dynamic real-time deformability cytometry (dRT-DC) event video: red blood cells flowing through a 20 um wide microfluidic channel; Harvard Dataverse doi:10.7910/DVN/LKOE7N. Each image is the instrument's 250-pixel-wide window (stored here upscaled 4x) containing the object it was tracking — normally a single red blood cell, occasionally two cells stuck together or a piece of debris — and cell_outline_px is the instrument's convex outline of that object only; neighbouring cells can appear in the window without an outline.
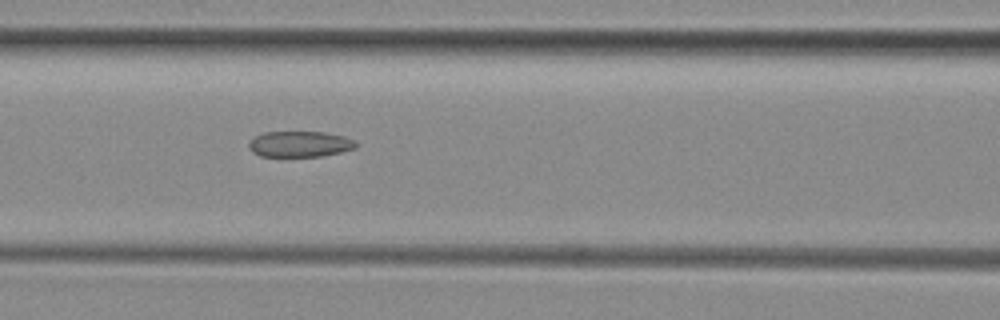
{"species": "common noctule bat (a hibernating species)", "species_latin": "Nyctalus noctula", "temperature_condition": "room temperature", "stored_images_in_passage": 36, "camera_frame_rate_fps": 3000, "um_per_image_px": 0.085, "animal": {"sex": "female", "body_mass_g": 29.2, "forearm_length_mm": 56.3}, "frame": {"image": 1, "passage_image": 6, "time_ms": 1.667, "image_size_px": [1000, 320], "cell_outline_px": [[360, 144], [356, 148], [324, 156], [260, 156], [252, 152], [248, 144], [256, 136], [264, 132], [324, 132], [344, 136]], "centroid_in_image_um": [25.52, 12.25], "position_along_channel_um": 141.1, "area_um2": 16.07}}
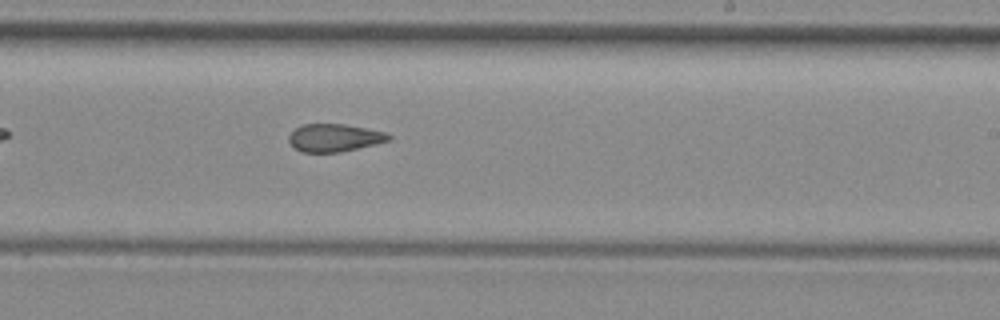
{"frame": {"image": 2, "passage_image": 15, "time_ms": 4.667, "image_size_px": [1000, 320], "cell_outline_px": [[392, 140], [376, 144], [340, 152], [300, 152], [288, 140], [288, 136], [296, 128], [304, 124], [344, 124], [384, 132], [392, 136]], "centroid_in_image_um": [28.44, 11.71], "position_along_channel_um": 260.6, "area_um2": 16.01}}
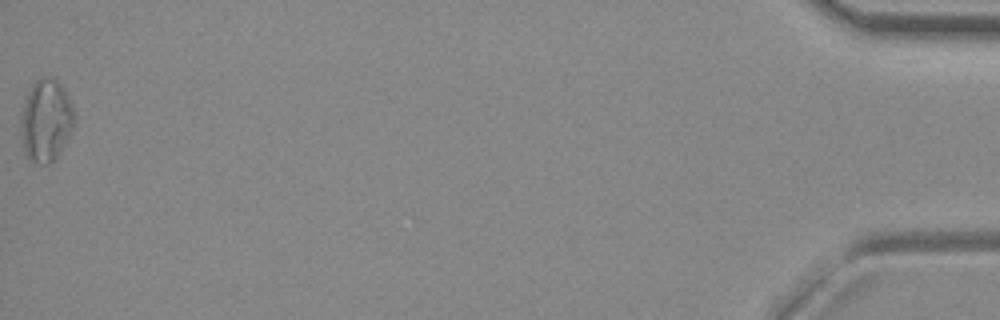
{"frame": {"image": 3, "passage_image": 36, "time_ms": 11.667, "image_size_px": [1000, 320], "cell_outline_px": [[76, 120], [60, 152], [48, 164], [36, 164], [28, 160], [24, 152], [20, 136], [20, 120], [24, 104], [28, 92], [32, 84], [40, 76], [52, 76], [64, 88], [68, 96], [76, 116]], "centroid_in_image_um": [3.89, 10.23], "position_along_channel_um": 431.3, "area_um2": 25.95}}